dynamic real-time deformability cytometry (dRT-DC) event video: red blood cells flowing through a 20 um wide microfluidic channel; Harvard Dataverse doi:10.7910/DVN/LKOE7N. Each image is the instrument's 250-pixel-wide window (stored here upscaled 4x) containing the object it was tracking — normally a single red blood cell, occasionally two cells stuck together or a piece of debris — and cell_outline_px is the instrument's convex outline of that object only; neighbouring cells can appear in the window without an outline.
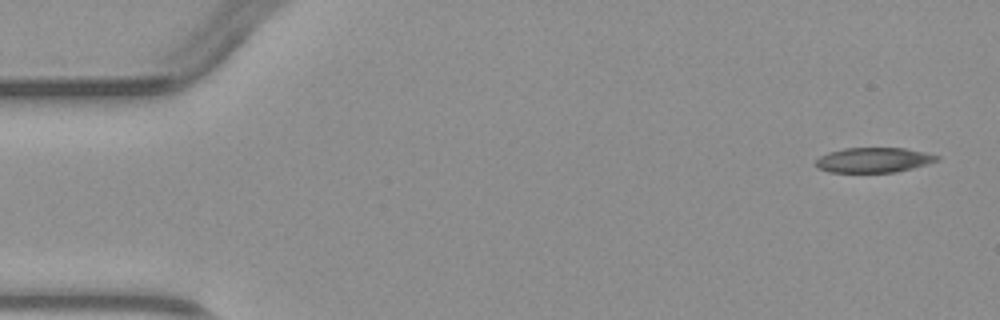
{"species": "common noctule bat (a hibernating species)", "species_latin": "Nyctalus noctula", "temperature_condition": "warm", "stored_images_in_passage": 4, "camera_frame_rate_fps": 3000, "um_per_image_px": 0.085, "animal": {"sex": "male", "body_mass_g": 23.1, "forearm_length_mm": 52.7}, "frame": {"image": 1, "passage_image": 1, "time_ms": 0.0, "image_size_px": [1000, 320], "cell_outline_px": [[940, 160], [912, 168], [896, 172], [828, 172], [816, 168], [816, 160], [820, 156], [828, 152], [844, 148], [904, 148], [924, 152], [940, 156]], "centroid_in_image_um": [74.24, 13.6], "position_along_channel_um": 10.8, "area_um2": 17.63}}